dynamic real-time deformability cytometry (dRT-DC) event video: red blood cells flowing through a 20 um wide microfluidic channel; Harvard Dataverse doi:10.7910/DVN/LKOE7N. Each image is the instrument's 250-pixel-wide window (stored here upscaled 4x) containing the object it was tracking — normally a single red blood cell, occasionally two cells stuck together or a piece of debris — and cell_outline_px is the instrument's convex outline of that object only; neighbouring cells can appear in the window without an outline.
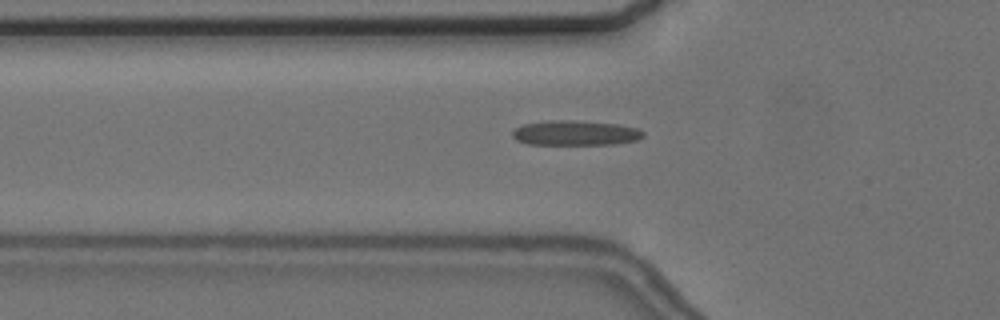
{"species": "common noctule bat (a hibernating species)", "species_latin": "Nyctalus noctula", "temperature_condition": "cold", "stored_images_in_passage": 57, "camera_frame_rate_fps": 3000, "um_per_image_px": 0.085, "animal": {"sex": "female", "body_mass_g": 24.6, "forearm_length_mm": 56.2}, "frame": {"image": 1, "passage_image": 20, "time_ms": 6.333, "image_size_px": [1000, 320], "cell_outline_px": [[644, 136], [640, 140], [616, 144], [528, 144], [516, 140], [512, 136], [512, 132], [516, 128], [524, 124], [552, 120], [572, 120], [620, 124], [636, 128], [644, 132]], "centroid_in_image_um": [48.95, 11.3], "position_along_channel_um": 76.9, "area_um2": 19.02}}
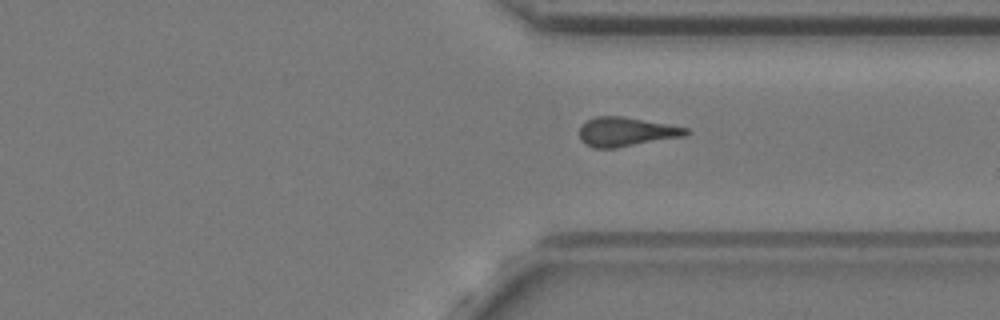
{"frame": {"image": 2, "passage_image": 43, "time_ms": 14.0, "image_size_px": [1000, 320], "cell_outline_px": [[692, 132], [688, 136], [616, 148], [596, 148], [580, 140], [580, 124], [596, 116], [624, 116], [668, 124], [688, 128]], "centroid_in_image_um": [53.28, 11.2], "position_along_channel_um": 358.1, "area_um2": 18.32}}
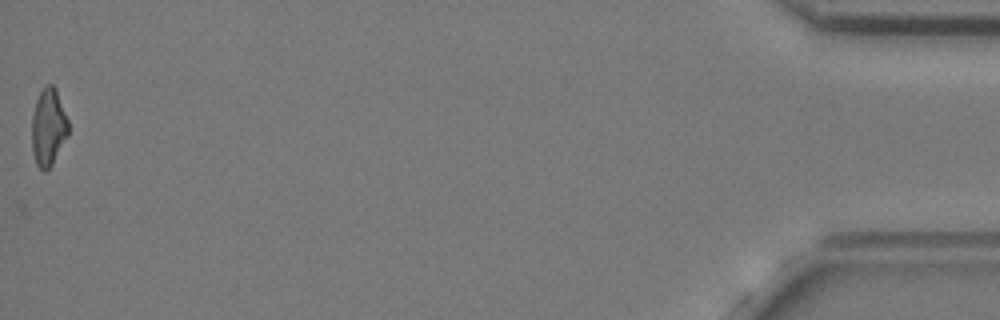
{"frame": {"image": 3, "passage_image": 57, "time_ms": 18.667, "image_size_px": [1000, 320], "cell_outline_px": [[68, 136], [52, 164], [44, 172], [36, 164], [32, 152], [32, 112], [36, 100], [40, 92], [48, 84], [52, 84], [56, 88], [68, 120]], "centroid_in_image_um": [4.11, 10.81], "position_along_channel_um": 431.1, "area_um2": 16.47}, "authors_computed_cell_mechanics": {"area_um2": 17.8024, "velocity_mm_per_s": 3.6581, "shape_relaxation_time_tau1_ms": null, "shape_relaxation_time_tau2_ms": 3.5092, "deformation_change_tau1": null, "deformation_change_tau2": 0.1342}}